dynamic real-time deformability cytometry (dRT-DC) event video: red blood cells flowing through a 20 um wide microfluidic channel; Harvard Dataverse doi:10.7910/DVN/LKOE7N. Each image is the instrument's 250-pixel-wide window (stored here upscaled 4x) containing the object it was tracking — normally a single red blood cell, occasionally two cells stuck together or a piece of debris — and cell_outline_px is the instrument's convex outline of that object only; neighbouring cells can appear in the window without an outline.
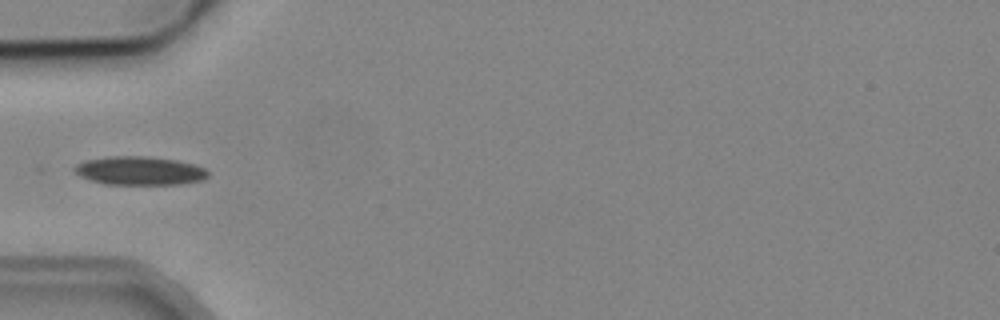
{"species": "common noctule bat (a hibernating species)", "species_latin": "Nyctalus noctula", "temperature_condition": "cold", "stored_images_in_passage": 7, "camera_frame_rate_fps": 3000, "um_per_image_px": 0.085, "animal": {"sex": "male", "body_mass_g": 19.2, "forearm_length_mm": 51.8}, "frame": {"image": 1, "passage_image": 6, "time_ms": 6.0, "image_size_px": [1000, 320], "cell_outline_px": [[208, 176], [204, 180], [180, 184], [104, 184], [80, 176], [72, 168], [76, 164], [84, 160], [108, 156], [144, 156], [176, 160], [196, 164], [204, 168], [208, 172]], "centroid_in_image_um": [11.87, 14.51], "position_along_channel_um": 73.1, "area_um2": 22.31}}